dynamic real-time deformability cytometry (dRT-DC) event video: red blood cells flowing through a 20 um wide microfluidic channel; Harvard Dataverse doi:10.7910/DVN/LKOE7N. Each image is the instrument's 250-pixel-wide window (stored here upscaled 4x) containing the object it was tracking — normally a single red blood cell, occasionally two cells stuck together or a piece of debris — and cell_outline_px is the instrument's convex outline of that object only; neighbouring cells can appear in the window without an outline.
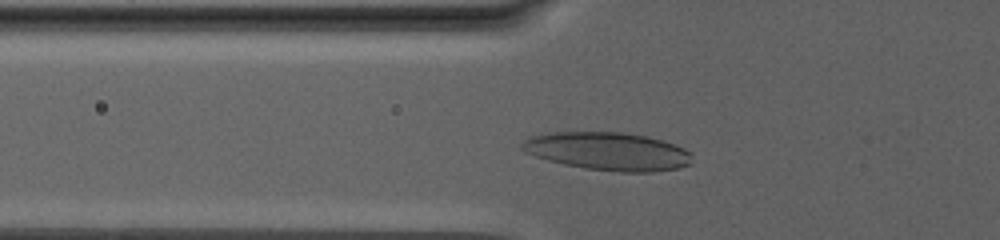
{"species": "human", "species_latin": "Homo sapiens", "temperature_condition": "warm", "stored_images_in_passage": 70, "camera_frame_rate_fps": 3000, "um_per_image_px": 0.085, "donor": {"sex": "male"}, "frame": {"image": 1, "passage_image": 19, "time_ms": 6.0, "image_size_px": [1000, 240], "cell_outline_px": [[692, 164], [680, 168], [652, 172], [616, 172], [584, 168], [564, 164], [548, 160], [524, 152], [520, 148], [520, 144], [528, 136], [548, 132], [620, 132], [644, 136], [660, 140], [684, 148], [692, 152]], "centroid_in_image_um": [51.66, 12.87], "position_along_channel_um": 74.1, "area_um2": 37.97}}
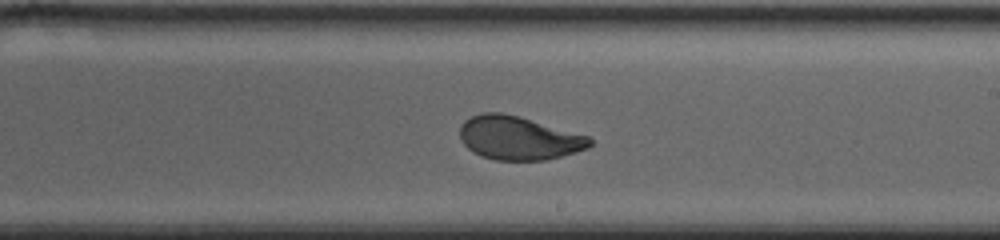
{"frame": {"image": 2, "passage_image": 41, "time_ms": 13.333, "image_size_px": [1000, 240], "cell_outline_px": [[592, 144], [588, 148], [576, 152], [544, 160], [496, 160], [480, 156], [472, 152], [460, 140], [460, 124], [464, 120], [480, 112], [504, 112], [520, 116], [588, 136], [592, 140]], "centroid_in_image_um": [44.05, 11.72], "position_along_channel_um": 245.0, "area_um2": 33.18}}
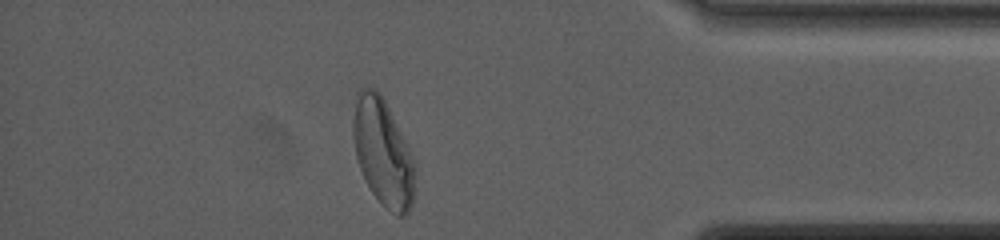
{"frame": {"image": 3, "passage_image": 64, "time_ms": 21.0, "image_size_px": [1000, 240], "cell_outline_px": [[416, 168], [412, 204], [408, 216], [396, 216], [372, 192], [356, 160], [352, 136], [352, 120], [356, 92], [360, 88], [376, 88], [380, 92], [416, 164]], "centroid_in_image_um": [32.53, 12.95], "position_along_channel_um": 402.7, "area_um2": 38.44}, "authors_computed_cell_mechanics": {"area_um2": 35.3447, "velocity_mm_per_s": 2.3643, "shape_relaxation_time_tau1_ms": 6.253, "shape_relaxation_time_tau2_ms": 1.1608, "deformation_change_tau1": 0.1857, "deformation_change_tau2": 0.0587}}